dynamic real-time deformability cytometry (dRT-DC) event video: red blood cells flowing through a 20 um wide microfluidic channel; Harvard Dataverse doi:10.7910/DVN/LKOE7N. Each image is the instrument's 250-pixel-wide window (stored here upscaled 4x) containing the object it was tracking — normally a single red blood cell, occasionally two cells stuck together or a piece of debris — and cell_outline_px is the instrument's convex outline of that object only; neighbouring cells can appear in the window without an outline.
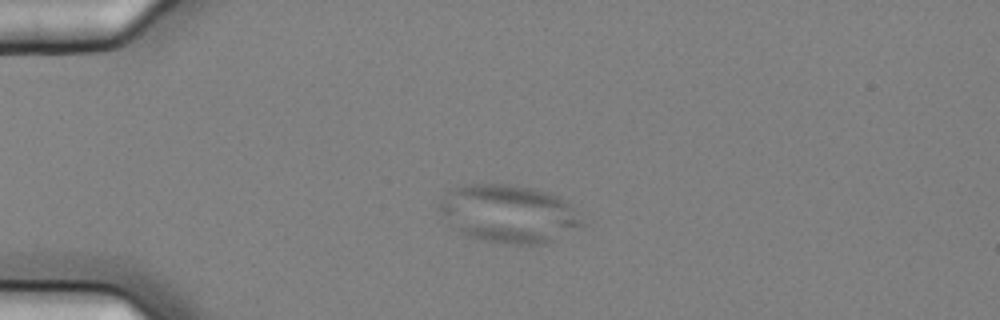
{"species": "common noctule bat (a hibernating species)", "species_latin": "Nyctalus noctula", "temperature_condition": "cold", "stored_images_in_passage": 6, "camera_frame_rate_fps": 3000, "um_per_image_px": 0.085, "animal": {"sex": "female", "body_mass_g": 25.1}, "frame": {"image": 1, "passage_image": 4, "time_ms": 1.0, "image_size_px": [1000, 320], "cell_outline_px": [[584, 224], [580, 228], [544, 244], [504, 244], [480, 240], [468, 236], [460, 232], [448, 224], [436, 208], [448, 188], [464, 184], [508, 184], [532, 188], [548, 192], [560, 196], [572, 208]], "centroid_in_image_um": [43.17, 18.16], "position_along_channel_um": 41.8, "area_um2": 48.61}}